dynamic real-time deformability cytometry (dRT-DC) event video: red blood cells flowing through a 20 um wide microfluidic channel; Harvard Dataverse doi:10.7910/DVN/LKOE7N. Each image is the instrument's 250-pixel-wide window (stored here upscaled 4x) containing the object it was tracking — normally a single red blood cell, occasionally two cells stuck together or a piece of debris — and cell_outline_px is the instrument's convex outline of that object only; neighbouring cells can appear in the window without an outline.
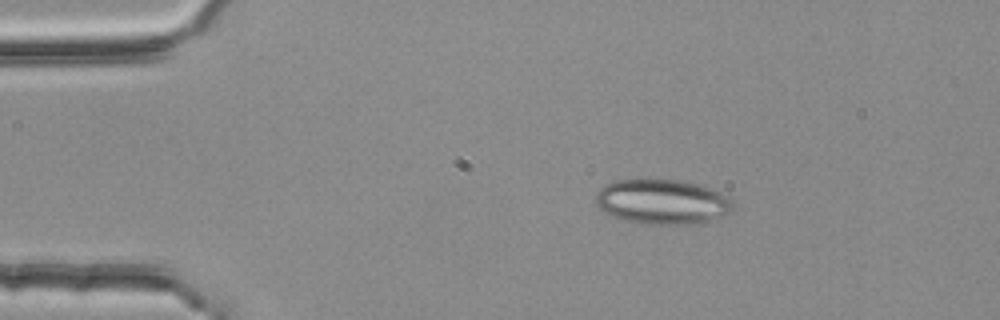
{"species": "common noctule bat (a hibernating species)", "species_latin": "Nyctalus noctula", "temperature_condition": "room temperature", "stored_images_in_passage": 2, "camera_frame_rate_fps": 3000, "um_per_image_px": 0.085, "animal": {"sex": "female", "body_mass_g": 25.1}, "frame": {"image": 1, "passage_image": 1, "time_ms": 0.0, "image_size_px": [1000, 320], "cell_outline_px": [[736, 204], [732, 212], [724, 216], [704, 224], [640, 224], [624, 220], [612, 216], [604, 212], [596, 204], [596, 192], [600, 188], [616, 180], [644, 176], [684, 180], [720, 192], [732, 200]], "centroid_in_image_um": [56.31, 17.13], "position_along_channel_um": 28.7, "area_um2": 37.28}}